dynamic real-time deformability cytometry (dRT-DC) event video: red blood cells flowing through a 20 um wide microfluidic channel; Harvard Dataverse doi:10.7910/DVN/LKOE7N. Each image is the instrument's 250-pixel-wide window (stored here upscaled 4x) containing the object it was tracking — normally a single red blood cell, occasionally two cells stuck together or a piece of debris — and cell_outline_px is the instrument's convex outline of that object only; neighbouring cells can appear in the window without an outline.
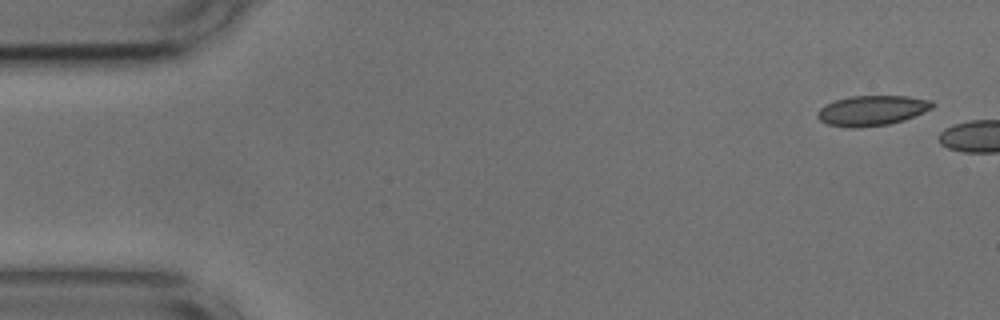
{"species": "common noctule bat (a hibernating species)", "species_latin": "Nyctalus noctula", "temperature_condition": "cold", "stored_images_in_passage": 4, "camera_frame_rate_fps": 3000, "um_per_image_px": 0.085, "animal": {"sex": "male", "body_mass_g": 17.9, "forearm_length_mm": 54.2}, "frame": {"image": 1, "passage_image": 1, "time_ms": 0.0, "image_size_px": [1000, 320], "cell_outline_px": [[936, 104], [932, 108], [904, 120], [888, 124], [856, 128], [848, 128], [828, 124], [820, 120], [816, 116], [820, 108], [836, 100], [852, 96], [908, 96], [932, 100]], "centroid_in_image_um": [74.14, 9.39], "position_along_channel_um": 10.9, "area_um2": 20.06}}